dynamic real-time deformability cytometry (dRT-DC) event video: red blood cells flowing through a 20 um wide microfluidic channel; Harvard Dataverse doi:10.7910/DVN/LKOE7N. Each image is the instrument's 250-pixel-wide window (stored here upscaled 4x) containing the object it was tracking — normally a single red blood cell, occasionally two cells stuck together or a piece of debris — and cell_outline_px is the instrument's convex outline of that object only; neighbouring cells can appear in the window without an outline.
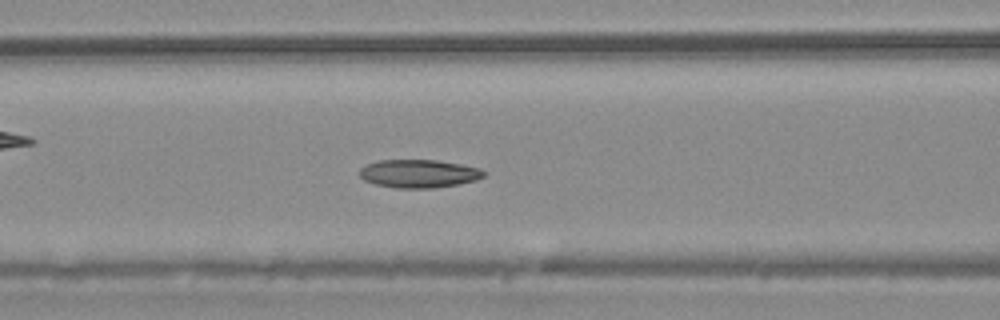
{"species": "common noctule bat (a hibernating species)", "species_latin": "Nyctalus noctula", "temperature_condition": "warm", "stored_images_in_passage": 54, "camera_frame_rate_fps": 3000, "um_per_image_px": 0.085, "animal": {"sex": "male", "body_mass_g": 20.4}, "frame": {"image": 1, "passage_image": 22, "time_ms": 7.0, "image_size_px": [1000, 320], "cell_outline_px": [[488, 172], [484, 176], [476, 180], [460, 184], [432, 188], [396, 188], [376, 184], [364, 180], [360, 176], [360, 168], [376, 160], [436, 160], [460, 164], [480, 168]], "centroid_in_image_um": [35.63, 14.76], "position_along_channel_um": 131.0, "area_um2": 20.46}}
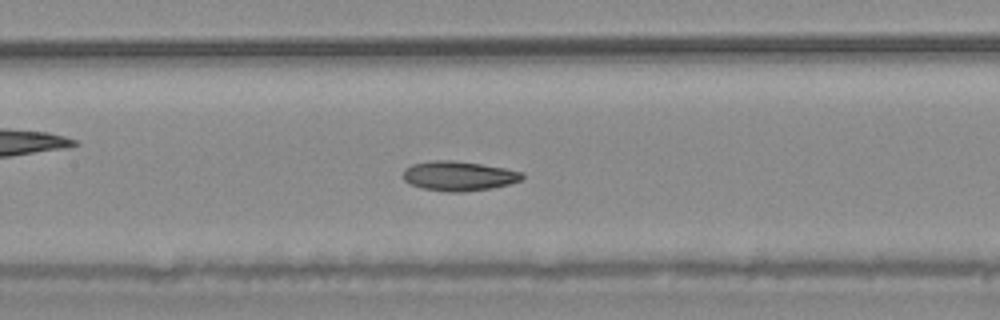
{"frame": {"image": 2, "passage_image": 25, "time_ms": 8.0, "image_size_px": [1000, 320], "cell_outline_px": [[524, 176], [520, 180], [508, 184], [492, 188], [464, 192], [448, 192], [424, 188], [412, 184], [404, 180], [404, 168], [412, 164], [428, 160], [452, 160], [480, 164], [504, 168], [524, 172]], "centroid_in_image_um": [38.99, 14.95], "position_along_channel_um": 168.4, "area_um2": 20.46}}
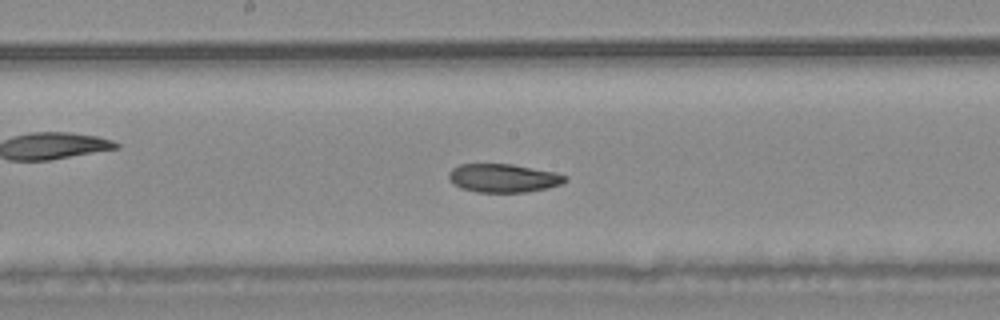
{"frame": {"image": 3, "passage_image": 28, "time_ms": 9.0, "image_size_px": [1000, 320], "cell_outline_px": [[568, 180], [560, 184], [548, 188], [524, 192], [476, 192], [460, 188], [448, 176], [448, 172], [452, 168], [460, 164], [512, 164], [556, 172], [568, 176]], "centroid_in_image_um": [42.81, 15.13], "position_along_channel_um": 205.4, "area_um2": 19.31}, "authors_computed_cell_mechanics": {"area_um2": 21.097, "velocity_mm_per_s": 3.7289, "shape_relaxation_time_tau1_ms": 10.566, "shape_relaxation_time_tau2_ms": 1.6657, "deformation_change_tau1": 0.2151, "deformation_change_tau2": 0.0654}}